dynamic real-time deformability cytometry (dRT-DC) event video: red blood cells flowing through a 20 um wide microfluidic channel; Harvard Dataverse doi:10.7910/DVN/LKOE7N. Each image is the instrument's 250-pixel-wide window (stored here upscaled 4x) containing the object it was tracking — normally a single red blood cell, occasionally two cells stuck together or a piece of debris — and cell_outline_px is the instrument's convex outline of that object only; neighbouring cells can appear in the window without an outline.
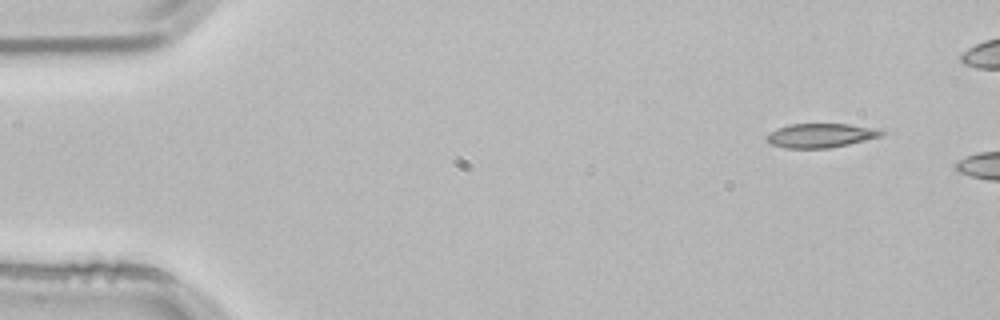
{"species": "common noctule bat (a hibernating species)", "species_latin": "Nyctalus noctula", "temperature_condition": "room temperature", "stored_images_in_passage": 2, "camera_frame_rate_fps": 3000, "um_per_image_px": 0.085, "animal": {"sex": "male", "body_mass_g": 21.5, "forearm_length_mm": 52.0}, "frame": {"image": 1, "passage_image": 1, "time_ms": 0.0, "image_size_px": [1000, 320], "cell_outline_px": [[884, 132], [880, 136], [848, 144], [828, 148], [784, 148], [772, 144], [764, 140], [764, 136], [768, 132], [776, 128], [788, 124], [848, 124], [876, 128]], "centroid_in_image_um": [69.65, 11.51], "position_along_channel_um": 15.3, "area_um2": 16.18}}